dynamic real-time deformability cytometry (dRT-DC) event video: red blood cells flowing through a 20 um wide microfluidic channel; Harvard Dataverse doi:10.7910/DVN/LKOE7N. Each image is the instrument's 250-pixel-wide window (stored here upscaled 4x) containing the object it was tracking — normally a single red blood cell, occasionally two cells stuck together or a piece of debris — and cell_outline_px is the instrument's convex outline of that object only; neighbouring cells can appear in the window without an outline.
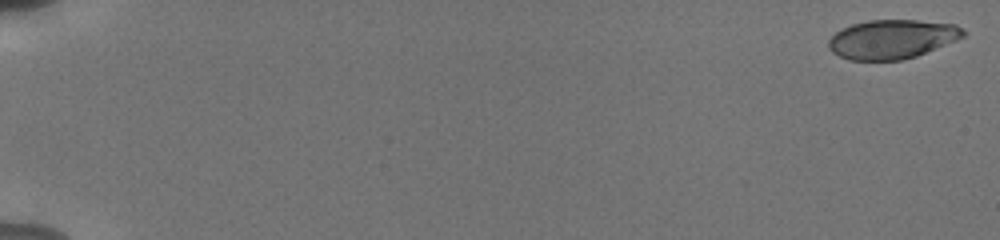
{"species": "human", "species_latin": "Homo sapiens", "temperature_condition": "cold", "stored_images_in_passage": 56, "camera_frame_rate_fps": 3000, "um_per_image_px": 0.085, "donor": {"sex": "male"}, "frame": {"image": 1, "passage_image": 1, "time_ms": 0.0, "image_size_px": [1000, 240], "cell_outline_px": [[964, 36], [956, 40], [916, 56], [900, 60], [848, 60], [832, 52], [828, 48], [828, 40], [836, 32], [852, 24], [868, 20], [916, 20], [956, 24], [964, 32]], "centroid_in_image_um": [75.79, 3.33], "position_along_channel_um": 9.2, "area_um2": 30.46}}
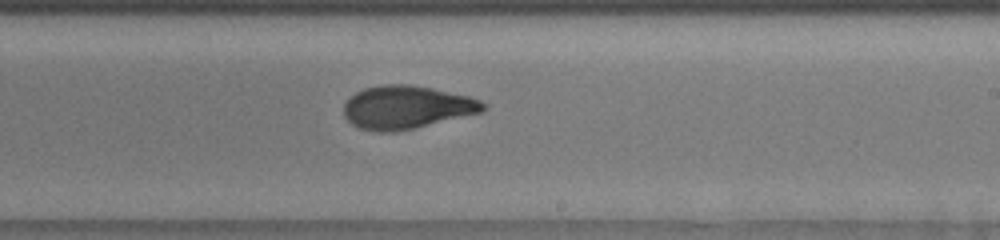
{"frame": {"image": 2, "passage_image": 36, "time_ms": 11.667, "image_size_px": [1000, 240], "cell_outline_px": [[488, 108], [484, 112], [396, 132], [380, 132], [360, 128], [352, 124], [344, 116], [344, 104], [348, 96], [364, 88], [380, 84], [408, 84], [432, 88], [468, 96], [480, 100], [488, 104]], "centroid_in_image_um": [34.57, 9.11], "position_along_channel_um": 254.4, "area_um2": 35.32}}
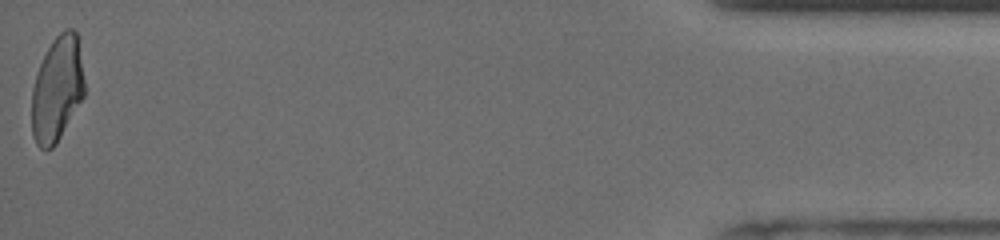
{"frame": {"image": 3, "passage_image": 56, "time_ms": 18.333, "image_size_px": [1000, 240], "cell_outline_px": [[84, 96], [56, 144], [52, 148], [40, 148], [36, 144], [32, 136], [32, 88], [36, 72], [52, 40], [64, 28], [72, 28], [76, 32], [84, 80]], "centroid_in_image_um": [4.84, 7.57], "position_along_channel_um": 430.4, "area_um2": 32.14}, "authors_computed_cell_mechanics": {"area_um2": 33.8419, "velocity_mm_per_s": 3.8008, "shape_relaxation_time_tau1_ms": 4.744, "shape_relaxation_time_tau2_ms": 1.2975, "deformation_change_tau1": 0.1709, "deformation_change_tau2": 0.0672}}